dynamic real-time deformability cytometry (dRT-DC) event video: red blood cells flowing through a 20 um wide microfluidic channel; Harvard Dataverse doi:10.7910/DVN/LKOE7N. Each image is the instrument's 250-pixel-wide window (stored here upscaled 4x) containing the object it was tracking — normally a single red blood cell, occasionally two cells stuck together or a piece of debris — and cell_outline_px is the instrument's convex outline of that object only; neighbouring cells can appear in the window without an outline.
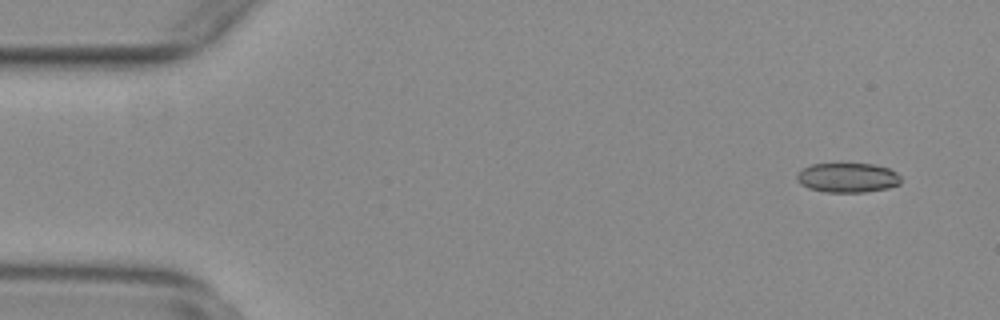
{"species": "common noctule bat (a hibernating species)", "species_latin": "Nyctalus noctula", "temperature_condition": "warm", "stored_images_in_passage": 53, "camera_frame_rate_fps": 3000, "um_per_image_px": 0.085, "animal": {"sex": "female", "body_mass_g": 29.2, "forearm_length_mm": 56.3}, "frame": {"image": 1, "passage_image": 4, "time_ms": 1.0, "image_size_px": [1000, 320], "cell_outline_px": [[900, 184], [888, 188], [864, 192], [824, 192], [808, 188], [800, 184], [796, 180], [796, 172], [812, 164], [872, 164], [888, 168], [896, 172], [900, 176]], "centroid_in_image_um": [72.01, 15.11], "position_along_channel_um": 13.0, "area_um2": 17.98}}
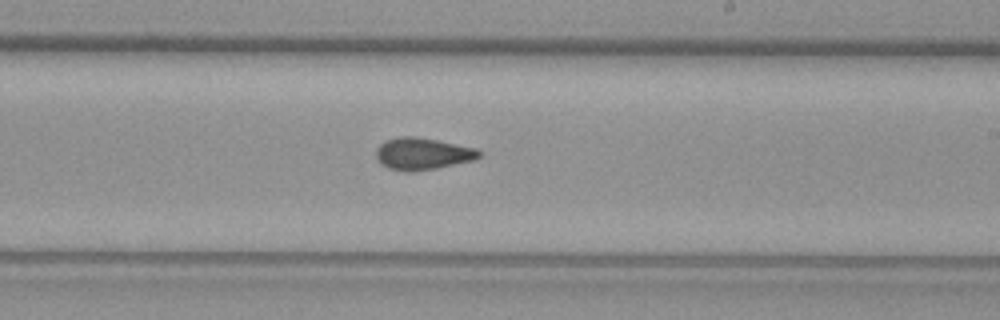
{"frame": {"image": 2, "passage_image": 32, "time_ms": 10.333, "image_size_px": [1000, 320], "cell_outline_px": [[480, 156], [476, 160], [436, 168], [408, 172], [404, 172], [388, 168], [380, 164], [376, 156], [376, 148], [384, 140], [400, 136], [416, 136], [476, 148], [480, 152]], "centroid_in_image_um": [35.88, 13.07], "position_along_channel_um": 253.1, "area_um2": 19.31}}
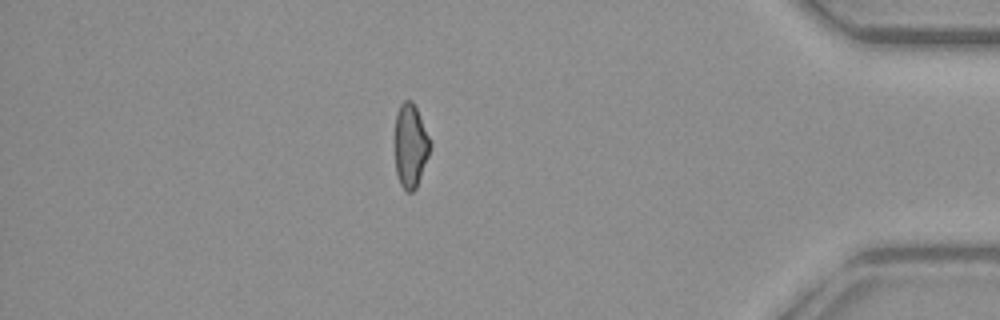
{"frame": {"image": 3, "passage_image": 47, "time_ms": 15.333, "image_size_px": [1000, 320], "cell_outline_px": [[432, 144], [428, 156], [416, 188], [412, 192], [408, 192], [400, 184], [396, 172], [396, 112], [400, 104], [404, 100], [412, 100], [432, 140]], "centroid_in_image_um": [34.92, 12.36], "position_along_channel_um": 400.3, "area_um2": 17.11}, "authors_computed_cell_mechanics": {"area_um2": 18.6694, "velocity_mm_per_s": 3.8177, "shape_relaxation_time_tau1_ms": null, "shape_relaxation_time_tau2_ms": 2.7306, "deformation_change_tau1": null, "deformation_change_tau2": 0.091}}